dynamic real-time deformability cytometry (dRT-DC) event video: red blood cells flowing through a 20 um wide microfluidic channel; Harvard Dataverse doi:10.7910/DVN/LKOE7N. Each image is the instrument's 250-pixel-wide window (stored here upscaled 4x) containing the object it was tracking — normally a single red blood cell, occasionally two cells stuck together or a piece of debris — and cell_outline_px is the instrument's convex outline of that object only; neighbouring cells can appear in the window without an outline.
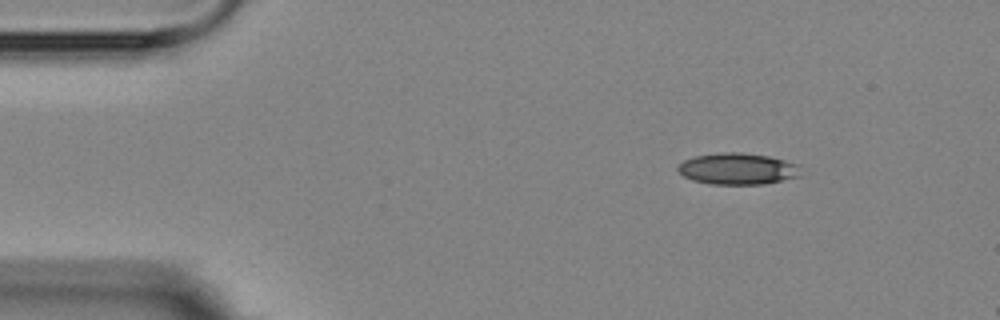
{"species": "Egyptian fruit bat (a non-hibernating species)", "species_latin": "Rousettus aegyptiacus", "temperature_condition": "room temperature", "stored_images_in_passage": 4, "camera_frame_rate_fps": 3000, "um_per_image_px": 0.085, "animal": {"sex": "female"}, "frame": {"image": 1, "passage_image": 1, "time_ms": 0.0, "image_size_px": [1000, 320], "cell_outline_px": [[800, 176], [764, 184], [712, 184], [692, 180], [684, 176], [676, 168], [684, 160], [696, 156], [720, 152], [740, 152], [768, 156], [800, 164]], "centroid_in_image_um": [62.72, 14.34], "position_along_channel_um": 22.3, "area_um2": 22.48}}